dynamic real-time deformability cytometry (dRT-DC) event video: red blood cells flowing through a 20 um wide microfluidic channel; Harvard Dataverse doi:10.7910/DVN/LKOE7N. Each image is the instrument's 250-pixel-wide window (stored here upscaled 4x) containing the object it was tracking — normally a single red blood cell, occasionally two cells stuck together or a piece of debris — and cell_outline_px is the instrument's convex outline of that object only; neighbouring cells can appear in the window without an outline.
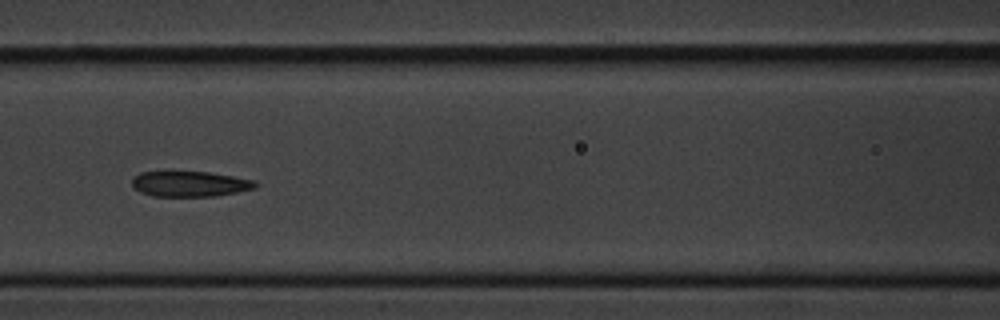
{"species": "common noctule bat (a hibernating species)", "species_latin": "Nyctalus noctula", "temperature_condition": "cold", "stored_images_in_passage": 8, "segment_of_instrument_passage": [1, 2], "camera_frame_rate_fps": 3000, "um_per_image_px": 0.085, "animal": {"sex": "male", "body_mass_g": 20.1, "forearm_length_mm": 53.5}, "frame": {"image": 1, "passage_image": 7, "time_ms": 7.0, "image_size_px": [1000, 320], "cell_outline_px": [[260, 184], [256, 188], [216, 196], [152, 196], [140, 192], [132, 184], [132, 180], [140, 172], [168, 168], [208, 172], [256, 180]], "centroid_in_image_um": [16.11, 15.58], "position_along_channel_um": 150.5, "area_um2": 19.19}}